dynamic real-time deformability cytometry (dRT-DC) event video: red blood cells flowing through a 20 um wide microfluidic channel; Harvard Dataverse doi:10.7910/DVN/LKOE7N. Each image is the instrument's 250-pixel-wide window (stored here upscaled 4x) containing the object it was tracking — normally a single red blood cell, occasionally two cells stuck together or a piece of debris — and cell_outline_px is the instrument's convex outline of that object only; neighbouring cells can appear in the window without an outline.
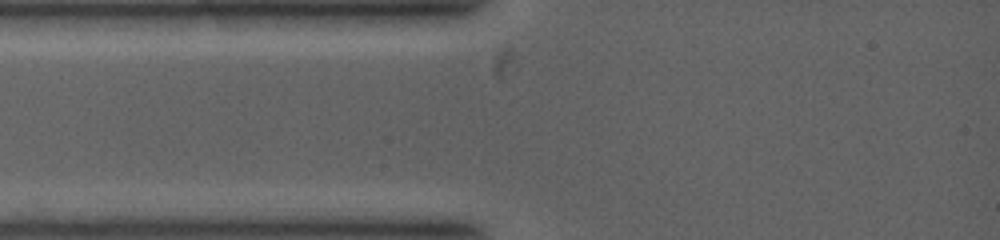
{"species": "common noctule bat (a hibernating species)", "species_latin": "Nyctalus noctula", "temperature_condition": "warm", "stored_images_in_passage": 2, "camera_frame_rate_fps": 5000, "um_per_image_px": 0.085, "animal": {"sex": "female", "body_mass_g": 19.0, "forearm_length_mm": 53.3}, "frame": {"image": 1, "passage_image": 2, "time_ms": 0.2, "image_size_px": [1000, 240], "cell_outline_px": [[548, 16], [516, 76], [504, 80], [496, 80], [492, 76], [484, 56], [484, 52], [524, 24], [536, 16], [548, 12]], "centroid_in_image_um": [43.66, 4.19], "position_along_channel_um": 41.3, "area_um2": 14.16}}